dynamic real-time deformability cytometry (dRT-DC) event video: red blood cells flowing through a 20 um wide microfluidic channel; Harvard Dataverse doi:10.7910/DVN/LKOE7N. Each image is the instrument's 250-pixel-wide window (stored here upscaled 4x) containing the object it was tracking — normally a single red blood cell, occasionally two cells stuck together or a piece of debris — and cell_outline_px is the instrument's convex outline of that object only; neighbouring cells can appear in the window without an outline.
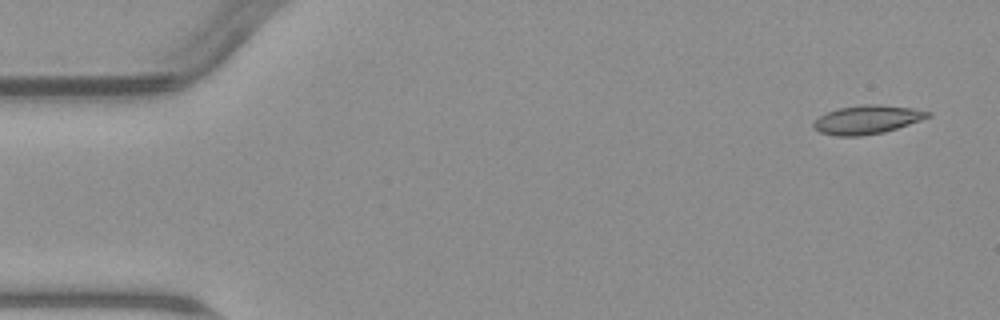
{"species": "common noctule bat (a hibernating species)", "species_latin": "Nyctalus noctula", "temperature_condition": "warm", "stored_images_in_passage": 5, "camera_frame_rate_fps": 3000, "um_per_image_px": 0.085, "animal": {"sex": "male", "body_mass_g": 23.1, "forearm_length_mm": 52.7}, "frame": {"image": 1, "passage_image": 1, "time_ms": 0.0, "image_size_px": [1000, 320], "cell_outline_px": [[932, 116], [884, 132], [860, 136], [836, 136], [820, 132], [812, 128], [812, 124], [820, 116], [828, 112], [840, 108], [864, 104], [880, 104], [912, 108], [932, 112]], "centroid_in_image_um": [73.71, 10.17], "position_along_channel_um": 11.3, "area_um2": 18.96}}
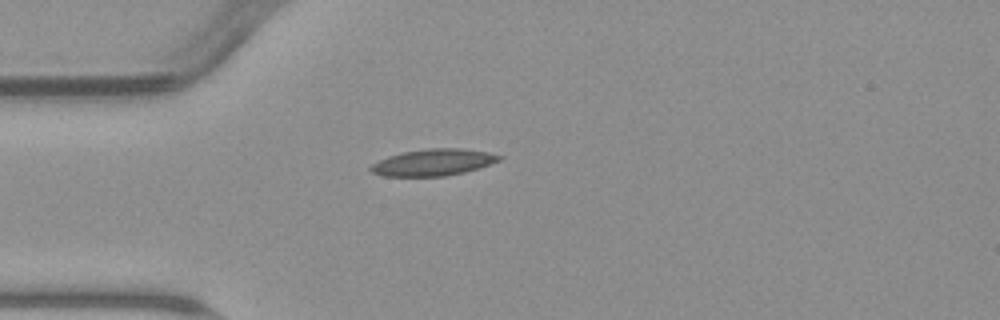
{"frame": {"image": 2, "passage_image": 4, "time_ms": 4.0, "image_size_px": [1000, 320], "cell_outline_px": [[504, 156], [500, 160], [480, 168], [464, 172], [444, 176], [384, 176], [372, 172], [368, 168], [372, 164], [388, 156], [404, 152], [428, 148], [460, 148], [488, 152]], "centroid_in_image_um": [36.85, 13.8], "position_along_channel_um": 48.2, "area_um2": 19.88}}